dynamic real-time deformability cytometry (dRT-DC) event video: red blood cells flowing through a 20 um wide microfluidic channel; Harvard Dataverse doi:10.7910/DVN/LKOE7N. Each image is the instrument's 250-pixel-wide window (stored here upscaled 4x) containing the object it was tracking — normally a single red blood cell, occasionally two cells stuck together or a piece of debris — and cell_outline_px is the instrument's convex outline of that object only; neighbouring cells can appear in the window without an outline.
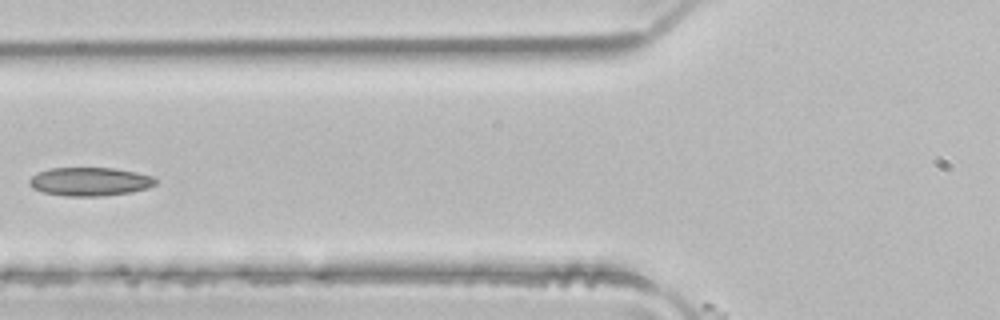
{"species": "common noctule bat (a hibernating species)", "species_latin": "Nyctalus noctula", "temperature_condition": "room temperature", "stored_images_in_passage": 4, "camera_frame_rate_fps": 3000, "um_per_image_px": 0.085, "animal": {"sex": "male", "body_mass_g": 21.5, "forearm_length_mm": 52.0}, "frame": {"image": 1, "passage_image": 4, "time_ms": 1.0, "image_size_px": [1000, 320], "cell_outline_px": [[156, 184], [148, 188], [132, 192], [100, 196], [68, 196], [44, 192], [32, 188], [28, 184], [28, 180], [36, 172], [48, 168], [116, 168], [136, 172], [152, 176], [156, 180]], "centroid_in_image_um": [7.62, 15.43], "position_along_channel_um": 118.2, "area_um2": 21.1}}